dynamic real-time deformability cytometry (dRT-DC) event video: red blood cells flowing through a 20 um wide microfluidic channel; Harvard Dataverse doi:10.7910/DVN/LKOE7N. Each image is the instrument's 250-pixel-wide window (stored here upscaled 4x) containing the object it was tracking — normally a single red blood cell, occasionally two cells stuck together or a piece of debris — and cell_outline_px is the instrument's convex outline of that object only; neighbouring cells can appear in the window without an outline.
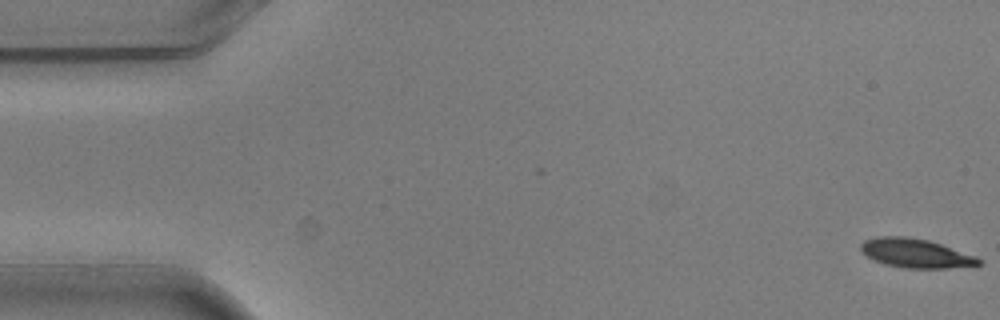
{"species": "common noctule bat (a hibernating species)", "species_latin": "Nyctalus noctula", "temperature_condition": "warm", "stored_images_in_passage": 5, "camera_frame_rate_fps": 3000, "um_per_image_px": 0.085, "animal": {"sex": "male", "body_mass_g": 20.5, "forearm_length_mm": 52.5}, "frame": {"image": 1, "passage_image": 1, "time_ms": 0.0, "image_size_px": [1000, 320], "cell_outline_px": [[980, 264], [948, 268], [904, 268], [884, 264], [868, 256], [860, 248], [860, 244], [864, 240], [876, 236], [904, 236], [928, 240], [976, 256], [980, 260]], "centroid_in_image_um": [77.8, 21.51], "position_along_channel_um": 7.2, "area_um2": 19.65}}
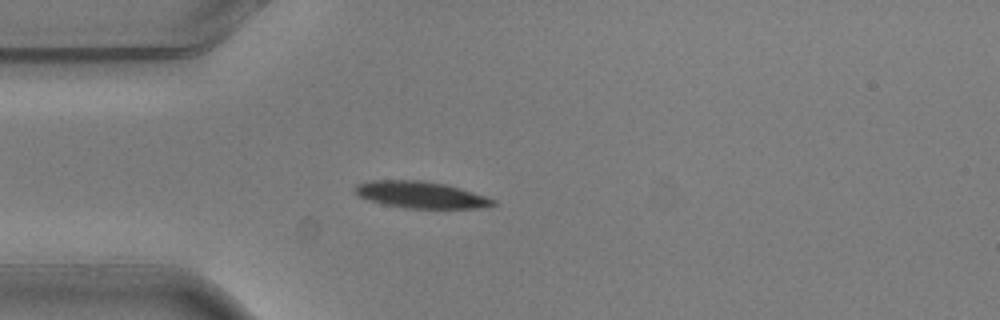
{"frame": {"image": 2, "passage_image": 5, "time_ms": 1.333, "image_size_px": [1000, 320], "cell_outline_px": [[496, 204], [476, 208], [404, 208], [384, 204], [368, 200], [360, 196], [352, 188], [356, 184], [368, 180], [420, 180], [448, 184], [496, 200]], "centroid_in_image_um": [35.72, 16.54], "position_along_channel_um": 49.3, "area_um2": 21.44}}